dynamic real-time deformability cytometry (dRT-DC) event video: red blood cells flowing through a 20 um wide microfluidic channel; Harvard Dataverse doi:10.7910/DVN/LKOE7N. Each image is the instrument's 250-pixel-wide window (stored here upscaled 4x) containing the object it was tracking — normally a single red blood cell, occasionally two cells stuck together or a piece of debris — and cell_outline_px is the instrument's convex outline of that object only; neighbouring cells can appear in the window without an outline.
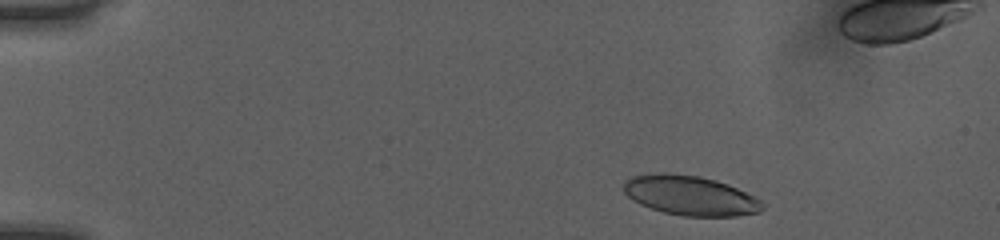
{"species": "human", "species_latin": "Homo sapiens", "temperature_condition": "room temperature", "stored_images_in_passage": 43, "camera_frame_rate_fps": 3000, "um_per_image_px": 0.085, "donor": {"sex": "female"}, "frame": {"image": 1, "passage_image": 3, "time_ms": 0.667, "image_size_px": [1000, 240], "cell_outline_px": [[764, 208], [760, 212], [736, 216], [684, 216], [664, 212], [640, 204], [632, 200], [624, 192], [624, 180], [632, 176], [664, 172], [700, 176], [716, 180], [728, 184], [760, 200], [764, 204]], "centroid_in_image_um": [58.66, 16.61], "position_along_channel_um": 26.3, "area_um2": 31.96}}
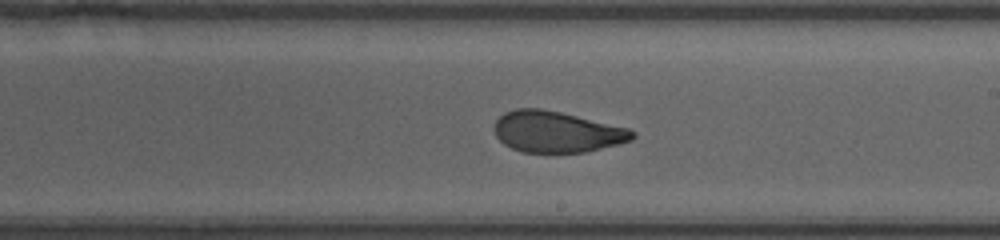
{"frame": {"image": 2, "passage_image": 26, "time_ms": 8.333, "image_size_px": [1000, 240], "cell_outline_px": [[636, 136], [632, 140], [620, 144], [584, 152], [520, 152], [504, 144], [496, 136], [492, 128], [496, 120], [504, 112], [516, 108], [540, 108], [560, 112], [628, 128], [636, 132]], "centroid_in_image_um": [47.3, 11.2], "position_along_channel_um": 241.7, "area_um2": 33.18}}
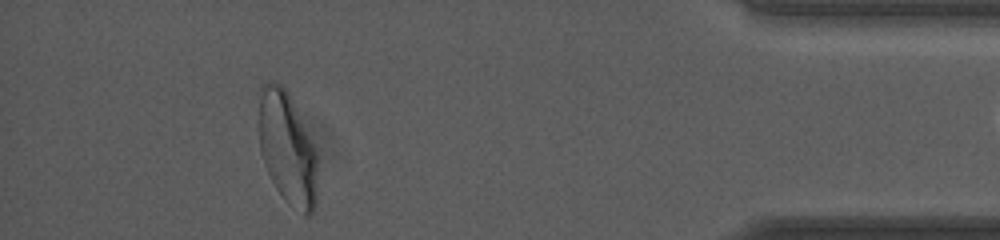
{"frame": {"image": 3, "passage_image": 42, "time_ms": 13.667, "image_size_px": [1000, 240], "cell_outline_px": [[316, 204], [312, 212], [308, 216], [304, 216], [288, 204], [284, 200], [276, 188], [264, 164], [260, 152], [260, 88], [268, 80], [280, 84], [288, 92], [316, 148]], "centroid_in_image_um": [24.43, 12.64], "position_along_channel_um": 410.8, "area_um2": 38.26}}